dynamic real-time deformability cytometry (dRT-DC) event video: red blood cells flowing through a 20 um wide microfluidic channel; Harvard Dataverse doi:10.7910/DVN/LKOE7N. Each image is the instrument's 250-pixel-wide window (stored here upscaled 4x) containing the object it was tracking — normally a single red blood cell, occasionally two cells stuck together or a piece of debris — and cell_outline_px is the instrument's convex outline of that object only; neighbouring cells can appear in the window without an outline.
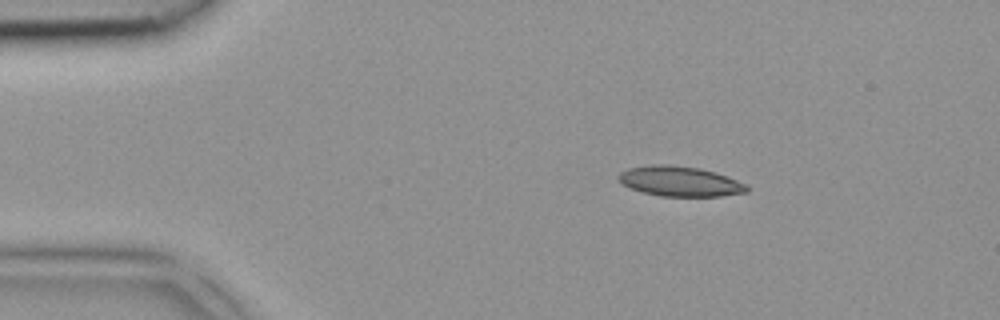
{"species": "common noctule bat (a hibernating species)", "species_latin": "Nyctalus noctula", "temperature_condition": "room temperature", "stored_images_in_passage": 5, "camera_frame_rate_fps": 3000, "um_per_image_px": 0.085, "animal": {"sex": "female", "body_mass_g": 18.4}, "frame": {"image": 1, "passage_image": 3, "time_ms": 0.667, "image_size_px": [1000, 320], "cell_outline_px": [[748, 192], [720, 196], [660, 196], [644, 192], [632, 188], [624, 184], [616, 176], [620, 172], [628, 168], [652, 164], [668, 164], [700, 168], [716, 172], [748, 184]], "centroid_in_image_um": [57.82, 15.4], "position_along_channel_um": 27.2, "area_um2": 22.48}}
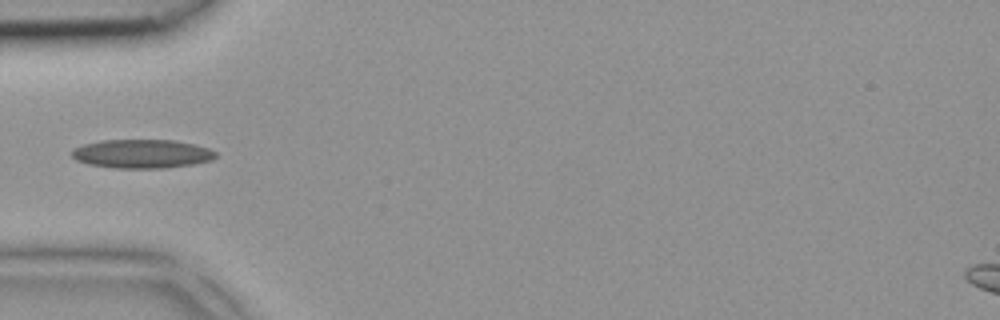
{"frame": {"image": 2, "passage_image": 4, "time_ms": 1.0, "image_size_px": [1000, 320], "cell_outline_px": [[216, 156], [212, 160], [192, 164], [168, 168], [116, 168], [88, 164], [76, 160], [72, 156], [72, 148], [84, 144], [100, 140], [176, 140], [208, 148], [216, 152]], "centroid_in_image_um": [12.05, 13.07], "position_along_channel_um": 73.0, "area_um2": 24.16}}